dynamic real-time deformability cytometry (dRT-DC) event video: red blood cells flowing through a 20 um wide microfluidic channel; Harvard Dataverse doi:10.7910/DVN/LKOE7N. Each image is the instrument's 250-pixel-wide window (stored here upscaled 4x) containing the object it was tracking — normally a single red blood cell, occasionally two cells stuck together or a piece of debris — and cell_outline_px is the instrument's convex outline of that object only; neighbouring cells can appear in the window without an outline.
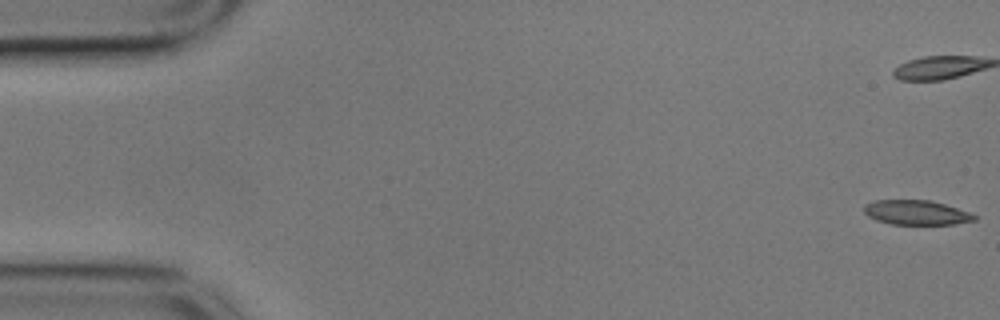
{"species": "common noctule bat (a hibernating species)", "species_latin": "Nyctalus noctula", "temperature_condition": "cold", "stored_images_in_passage": 57, "camera_frame_rate_fps": 3000, "um_per_image_px": 0.085, "animal": {"sex": "male", "body_mass_g": 17.9}, "frame": {"image": 1, "passage_image": 1, "time_ms": 0.0, "image_size_px": [1000, 320], "cell_outline_px": [[976, 220], [956, 224], [892, 224], [876, 220], [868, 216], [864, 212], [864, 204], [876, 200], [928, 200], [944, 204], [968, 212], [976, 216]], "centroid_in_image_um": [77.86, 18.07], "position_along_channel_um": 7.1, "area_um2": 15.66}, "authors_computed_cell_mechanics": {"area_um2": 17.1666, "velocity_mm_per_s": 3.5541, "shape_relaxation_time_tau1_ms": 8.3306, "shape_relaxation_time_tau2_ms": 4.5893, "deformation_change_tau1": 0.17, "deformation_change_tau2": 0.1441}}